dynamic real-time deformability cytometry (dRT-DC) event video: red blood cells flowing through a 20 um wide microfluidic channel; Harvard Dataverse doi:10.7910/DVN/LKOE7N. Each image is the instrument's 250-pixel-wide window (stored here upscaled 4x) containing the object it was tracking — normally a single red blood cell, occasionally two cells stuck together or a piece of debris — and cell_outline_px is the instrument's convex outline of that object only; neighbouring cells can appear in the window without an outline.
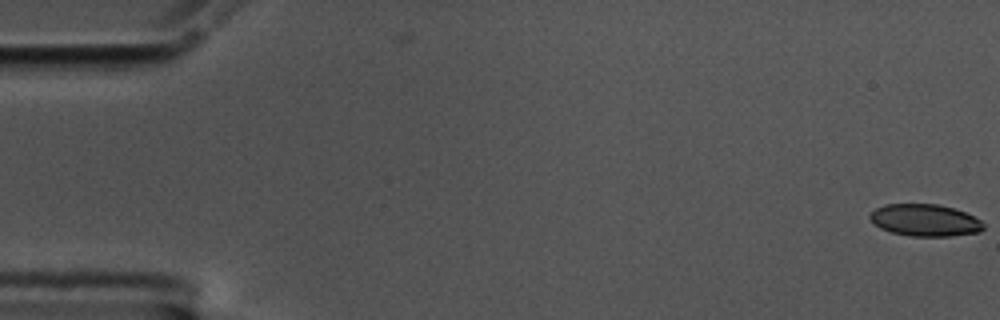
{"species": "common noctule bat (a hibernating species)", "species_latin": "Nyctalus noctula", "temperature_condition": "cold", "stored_images_in_passage": 2, "camera_frame_rate_fps": 3000, "um_per_image_px": 0.085, "animal": {"sex": "male", "body_mass_g": 17.5, "forearm_length_mm": 52.3}, "frame": {"image": 1, "passage_image": 2, "time_ms": 0.333, "image_size_px": [1000, 320], "cell_outline_px": [[984, 228], [980, 232], [952, 236], [912, 236], [892, 232], [880, 228], [868, 216], [876, 208], [884, 204], [936, 204], [952, 208], [964, 212], [980, 220], [984, 224]], "centroid_in_image_um": [78.63, 18.72], "position_along_channel_um": 6.4, "area_um2": 20.98}}